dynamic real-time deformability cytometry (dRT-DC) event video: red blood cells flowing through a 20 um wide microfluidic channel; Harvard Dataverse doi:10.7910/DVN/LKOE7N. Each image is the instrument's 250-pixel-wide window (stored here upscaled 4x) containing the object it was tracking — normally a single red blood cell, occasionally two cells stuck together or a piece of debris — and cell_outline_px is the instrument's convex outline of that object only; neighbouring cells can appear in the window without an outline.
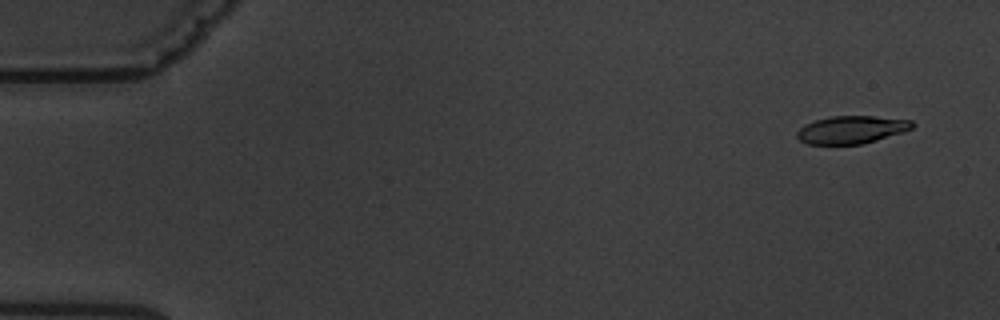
{"species": "common noctule bat (a hibernating species)", "species_latin": "Nyctalus noctula", "temperature_condition": "warm", "stored_images_in_passage": 6, "camera_frame_rate_fps": 3000, "um_per_image_px": 0.085, "animal": {"sex": "male", "body_mass_g": 19.5, "forearm_length_mm": 54.6}, "frame": {"image": 1, "passage_image": 2, "time_ms": 1.0, "image_size_px": [1000, 320], "cell_outline_px": [[916, 124], [912, 128], [904, 132], [876, 140], [860, 144], [808, 144], [800, 140], [796, 136], [796, 132], [804, 124], [816, 120], [832, 116], [872, 116], [912, 120]], "centroid_in_image_um": [72.39, 11.02], "position_along_channel_um": 12.6, "area_um2": 18.61}}
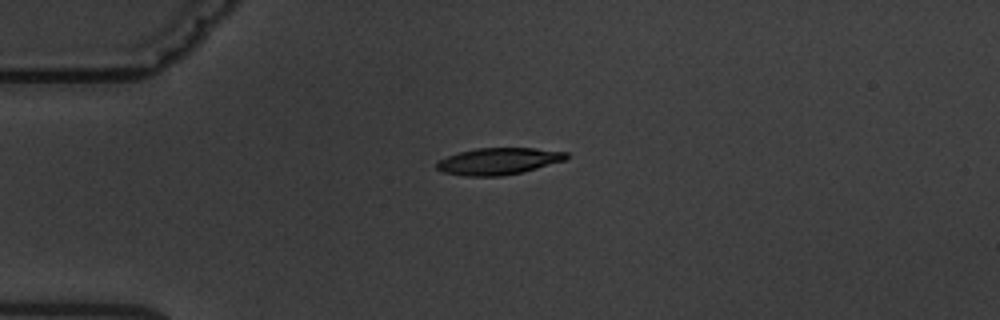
{"frame": {"image": 2, "passage_image": 5, "time_ms": 4.667, "image_size_px": [1000, 320], "cell_outline_px": [[568, 156], [564, 160], [536, 168], [520, 172], [500, 176], [464, 176], [440, 172], [436, 168], [436, 164], [440, 160], [448, 156], [460, 152], [476, 148], [536, 148], [568, 152]], "centroid_in_image_um": [42.34, 13.7], "position_along_channel_um": 42.7, "area_um2": 20.06}}